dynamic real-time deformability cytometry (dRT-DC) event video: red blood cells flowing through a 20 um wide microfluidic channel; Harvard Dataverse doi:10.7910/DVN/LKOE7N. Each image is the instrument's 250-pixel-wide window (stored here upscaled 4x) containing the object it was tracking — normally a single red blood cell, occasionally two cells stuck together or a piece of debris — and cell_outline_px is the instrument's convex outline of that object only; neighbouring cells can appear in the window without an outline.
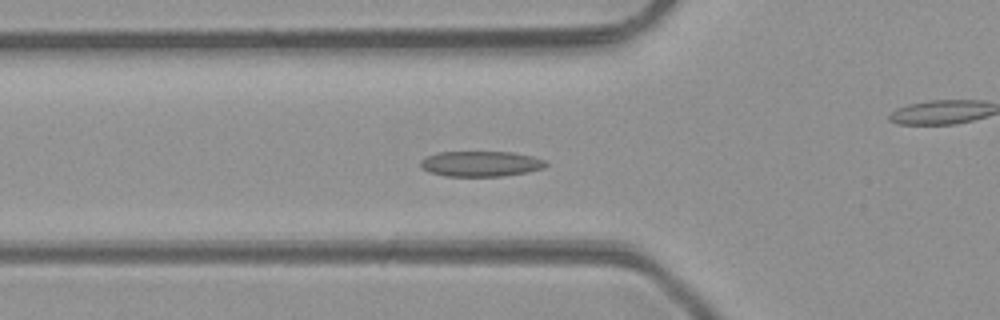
{"species": "common noctule bat (a hibernating species)", "species_latin": "Nyctalus noctula", "temperature_condition": "room temperature", "stored_images_in_passage": 49, "camera_frame_rate_fps": 3000, "um_per_image_px": 0.085, "animal": {"sex": "male", "body_mass_g": 23.1, "forearm_length_mm": 52.7}, "frame": {"image": 1, "passage_image": 17, "time_ms": 5.333, "image_size_px": [1000, 320], "cell_outline_px": [[548, 164], [544, 168], [528, 172], [500, 176], [444, 176], [428, 172], [420, 168], [420, 160], [436, 152], [512, 152], [532, 156], [544, 160]], "centroid_in_image_um": [40.83, 13.92], "position_along_channel_um": 85.0, "area_um2": 18.67}}
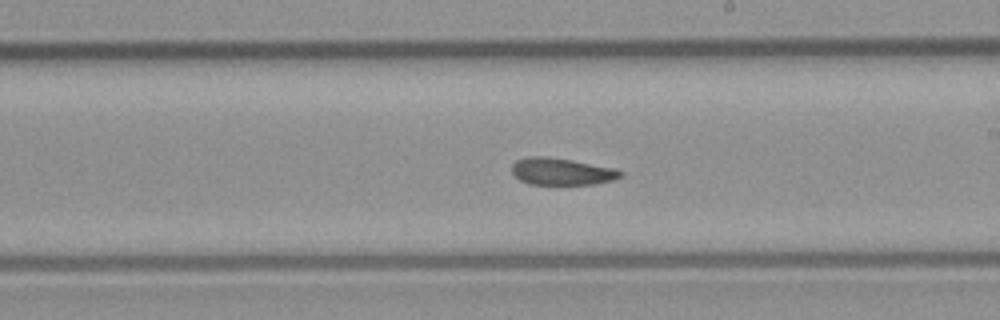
{"frame": {"image": 2, "passage_image": 28, "time_ms": 9.0, "image_size_px": [1000, 320], "cell_outline_px": [[624, 172], [620, 176], [612, 180], [596, 184], [556, 188], [528, 184], [520, 180], [512, 172], [512, 164], [516, 160], [528, 156], [548, 156], [572, 160], [612, 168]], "centroid_in_image_um": [47.69, 14.63], "position_along_channel_um": 241.3, "area_um2": 17.98}}
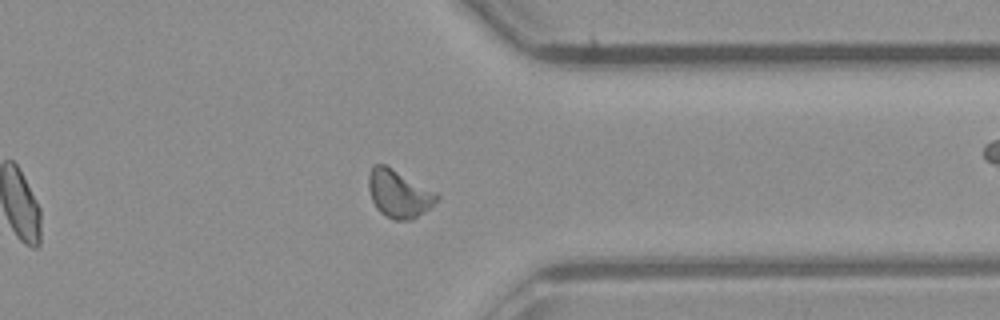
{"frame": {"image": 3, "passage_image": 38, "time_ms": 12.333, "image_size_px": [1000, 320], "cell_outline_px": [[440, 196], [428, 208], [412, 220], [392, 220], [384, 216], [376, 208], [372, 200], [368, 188], [368, 172], [372, 164], [384, 164], [436, 192]], "centroid_in_image_um": [33.84, 16.47], "position_along_channel_um": 377.6, "area_um2": 18.84}, "authors_computed_cell_mechanics": {"area_um2": 17.9758, "velocity_mm_per_s": 4.2377, "shape_relaxation_time_tau1_ms": 4.7523, "shape_relaxation_time_tau2_ms": 3.6495, "deformation_change_tau1": 0.1144, "deformation_change_tau2": 0.0906}}